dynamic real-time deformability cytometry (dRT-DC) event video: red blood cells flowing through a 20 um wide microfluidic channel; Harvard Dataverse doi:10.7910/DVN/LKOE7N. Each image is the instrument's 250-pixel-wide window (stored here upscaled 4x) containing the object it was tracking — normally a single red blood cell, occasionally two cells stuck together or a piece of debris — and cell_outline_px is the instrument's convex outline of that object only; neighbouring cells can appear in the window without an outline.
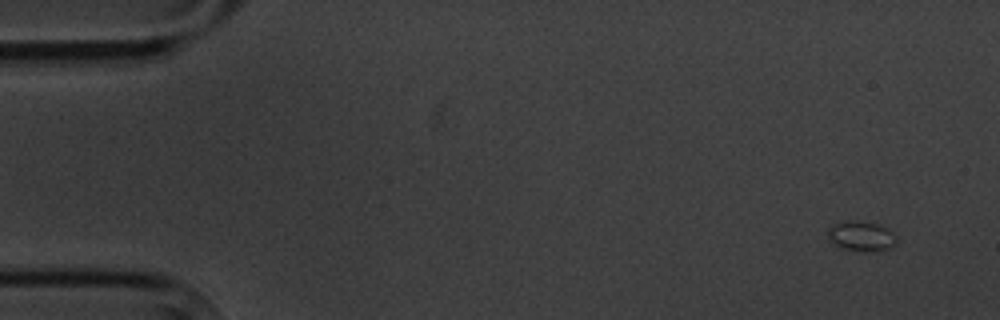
{"species": "common noctule bat (a hibernating species)", "species_latin": "Nyctalus noctula", "temperature_condition": "cold", "stored_images_in_passage": 5, "camera_frame_rate_fps": 3000, "um_per_image_px": 0.085, "animal": {"sex": "male", "body_mass_g": 20.1, "forearm_length_mm": 53.5}, "frame": {"image": 1, "passage_image": 1, "time_ms": 0.0, "image_size_px": [1000, 320], "cell_outline_px": [[896, 244], [880, 252], [864, 252], [840, 248], [832, 244], [828, 240], [828, 228], [832, 224], [852, 220], [876, 224], [888, 228], [896, 236]], "centroid_in_image_um": [73.19, 20.1], "position_along_channel_um": 11.8, "area_um2": 12.25}}